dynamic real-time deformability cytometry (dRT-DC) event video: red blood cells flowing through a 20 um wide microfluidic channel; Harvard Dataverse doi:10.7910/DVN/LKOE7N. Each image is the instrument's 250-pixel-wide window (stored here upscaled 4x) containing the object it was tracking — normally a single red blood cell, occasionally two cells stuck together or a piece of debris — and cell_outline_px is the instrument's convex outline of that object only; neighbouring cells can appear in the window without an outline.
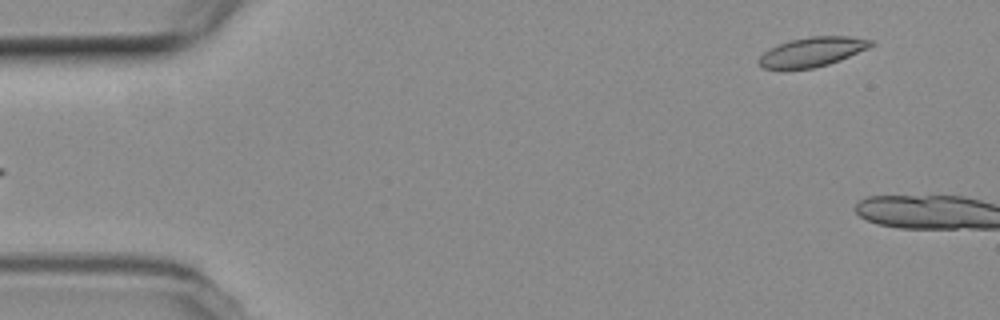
{"species": "common noctule bat (a hibernating species)", "species_latin": "Nyctalus noctula", "temperature_condition": "room temperature", "stored_images_in_passage": 5, "camera_frame_rate_fps": 3000, "um_per_image_px": 0.085, "animal": {"sex": "female", "body_mass_g": 19.3, "forearm_length_mm": 54.1}, "frame": {"image": 1, "passage_image": 5, "time_ms": 1.333, "image_size_px": [1000, 320], "cell_outline_px": [[872, 44], [868, 48], [840, 60], [828, 64], [812, 68], [780, 72], [764, 68], [760, 64], [760, 56], [764, 52], [780, 44], [792, 40], [812, 36], [852, 36], [872, 40]], "centroid_in_image_um": [69.01, 4.45], "position_along_channel_um": 16.0, "area_um2": 19.31}}